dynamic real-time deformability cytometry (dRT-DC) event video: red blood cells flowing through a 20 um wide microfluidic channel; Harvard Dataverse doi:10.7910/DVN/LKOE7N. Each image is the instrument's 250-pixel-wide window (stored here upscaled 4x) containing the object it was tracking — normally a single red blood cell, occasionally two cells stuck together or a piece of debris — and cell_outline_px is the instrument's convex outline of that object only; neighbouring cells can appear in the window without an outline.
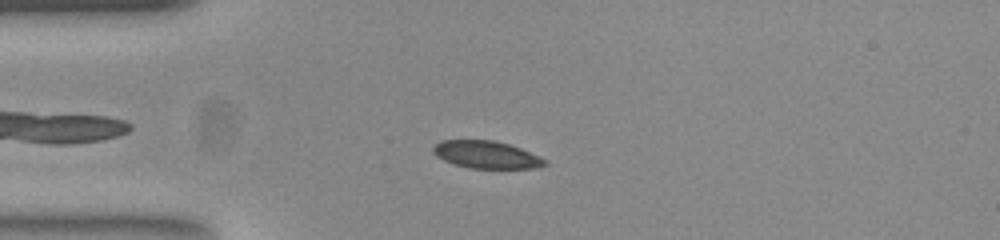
{"species": "common noctule bat (a hibernating species)", "species_latin": "Nyctalus noctula", "temperature_condition": "room temperature", "stored_images_in_passage": 50, "camera_frame_rate_fps": 3000, "um_per_image_px": 0.085, "animal": {"sex": "female", "body_mass_g": 23.0, "forearm_length_mm": 53.4}, "frame": {"image": 1, "passage_image": 11, "time_ms": 3.333, "image_size_px": [1000, 240], "cell_outline_px": [[548, 164], [536, 168], [468, 168], [444, 160], [436, 156], [432, 152], [432, 148], [440, 140], [492, 140], [508, 144], [520, 148], [540, 156], [548, 160]], "centroid_in_image_um": [41.36, 13.15], "position_along_channel_um": 43.6, "area_um2": 17.86}}
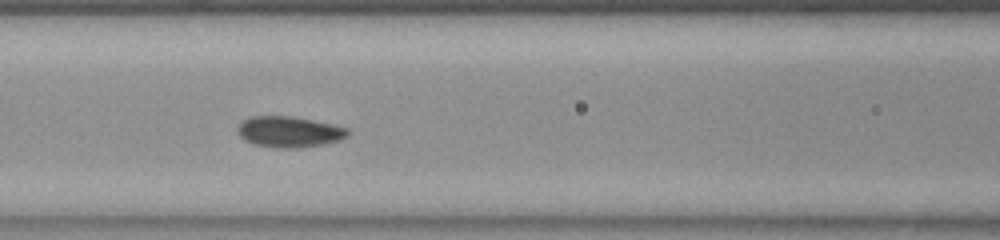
{"frame": {"image": 2, "passage_image": 20, "time_ms": 6.333, "image_size_px": [1000, 240], "cell_outline_px": [[352, 132], [348, 136], [340, 140], [324, 144], [296, 148], [276, 148], [256, 144], [244, 140], [240, 136], [236, 128], [244, 120], [252, 116], [292, 116], [332, 124], [348, 128]], "centroid_in_image_um": [24.61, 11.2], "position_along_channel_um": 142.0, "area_um2": 19.88}}
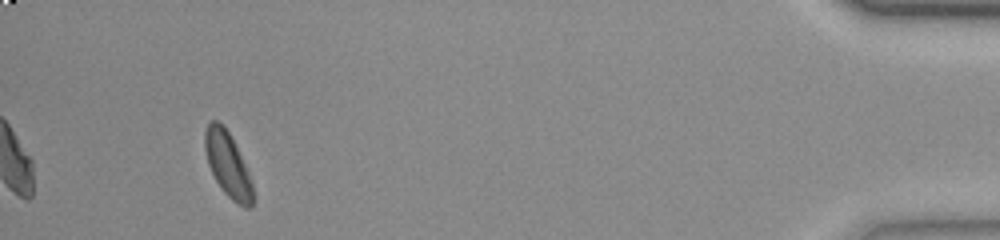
{"frame": {"image": 3, "passage_image": 47, "time_ms": 15.333, "image_size_px": [1000, 240], "cell_outline_px": [[256, 196], [252, 208], [244, 208], [232, 200], [224, 192], [216, 180], [208, 164], [204, 148], [204, 132], [208, 124], [212, 120], [216, 120], [228, 132], [244, 164], [252, 184]], "centroid_in_image_um": [19.37, 14.06], "position_along_channel_um": 415.8, "area_um2": 17.8}, "authors_computed_cell_mechanics": {"area_um2": 18.2648, "velocity_mm_per_s": 3.864, "shape_relaxation_time_tau1_ms": 3.0272, "shape_relaxation_time_tau2_ms": null, "deformation_change_tau1": 0.0765, "deformation_change_tau2": null}}